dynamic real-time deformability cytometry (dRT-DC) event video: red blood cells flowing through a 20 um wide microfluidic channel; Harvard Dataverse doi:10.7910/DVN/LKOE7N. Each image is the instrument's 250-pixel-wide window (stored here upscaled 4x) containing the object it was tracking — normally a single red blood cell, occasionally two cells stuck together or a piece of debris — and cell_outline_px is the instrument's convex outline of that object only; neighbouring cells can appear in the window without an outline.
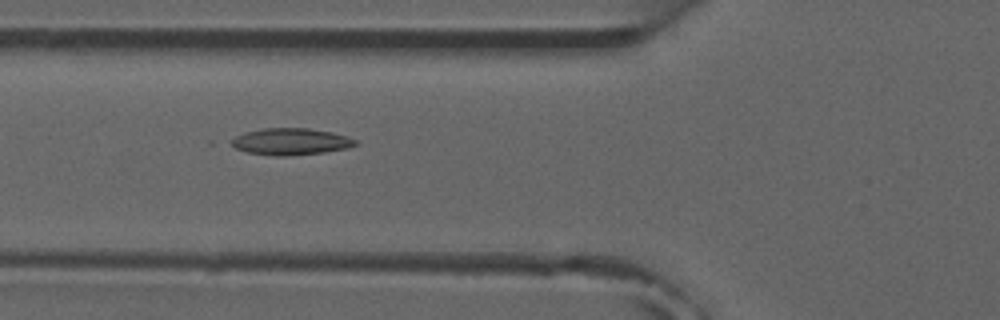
{"species": "common noctule bat (a hibernating species)", "species_latin": "Nyctalus noctula", "temperature_condition": "room temperature", "stored_images_in_passage": 6, "camera_frame_rate_fps": 3000, "um_per_image_px": 0.085, "animal": {"sex": "male", "forearm_length_mm": 52.5}, "frame": {"image": 1, "passage_image": 5, "time_ms": 5.667, "image_size_px": [1000, 320], "cell_outline_px": [[360, 144], [348, 148], [324, 152], [288, 156], [276, 156], [248, 152], [236, 148], [228, 144], [228, 140], [244, 132], [264, 128], [308, 128], [332, 132], [348, 136], [356, 140]], "centroid_in_image_um": [24.71, 12.03], "position_along_channel_um": 101.1, "area_um2": 19.54}}
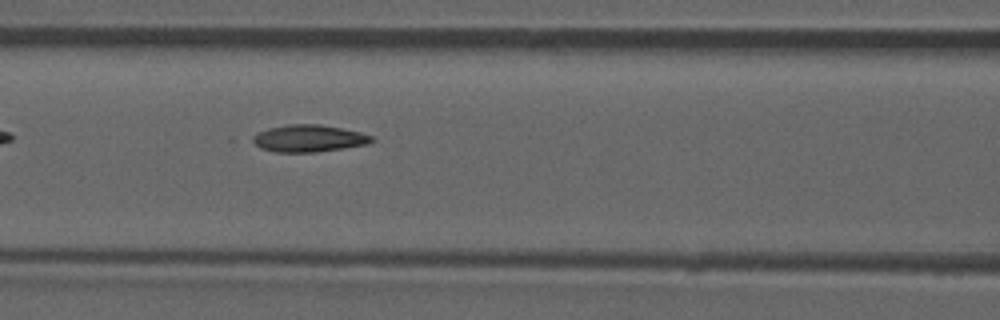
{"frame": {"image": 2, "passage_image": 6, "time_ms": 6.667, "image_size_px": [1000, 320], "cell_outline_px": [[376, 140], [368, 144], [344, 148], [316, 152], [276, 152], [260, 148], [248, 140], [248, 136], [256, 132], [268, 128], [288, 124], [320, 124], [360, 132], [372, 136]], "centroid_in_image_um": [26.17, 11.76], "position_along_channel_um": 140.4, "area_um2": 19.13}}